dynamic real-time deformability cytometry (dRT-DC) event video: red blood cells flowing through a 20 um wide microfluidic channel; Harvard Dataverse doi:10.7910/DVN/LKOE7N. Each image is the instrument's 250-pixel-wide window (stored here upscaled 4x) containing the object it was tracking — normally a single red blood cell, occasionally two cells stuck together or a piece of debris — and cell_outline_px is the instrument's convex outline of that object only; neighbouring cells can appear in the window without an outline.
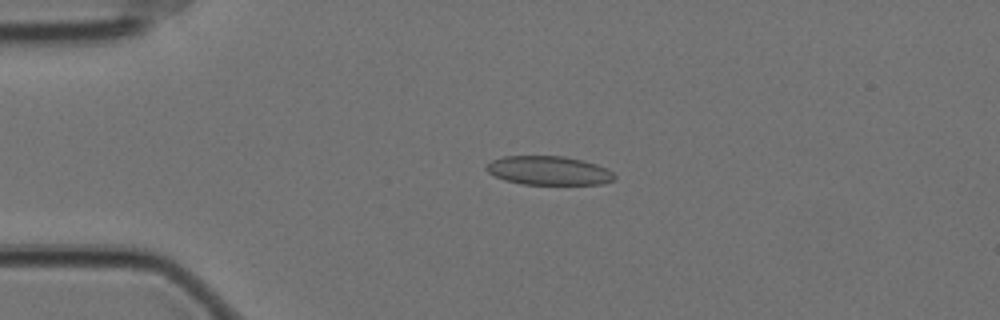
{"species": "Egyptian fruit bat (a non-hibernating species)", "species_latin": "Rousettus aegyptiacus", "temperature_condition": "cold", "stored_images_in_passage": 51, "camera_frame_rate_fps": 3000, "um_per_image_px": 0.085, "animal": {"sex": "female"}, "frame": {"image": 1, "passage_image": 13, "time_ms": 4.0, "image_size_px": [1000, 320], "cell_outline_px": [[616, 176], [612, 180], [604, 184], [520, 184], [504, 180], [488, 172], [484, 168], [492, 160], [504, 156], [564, 156], [584, 160], [608, 168]], "centroid_in_image_um": [46.65, 14.49], "position_along_channel_um": 38.3, "area_um2": 21.62}}
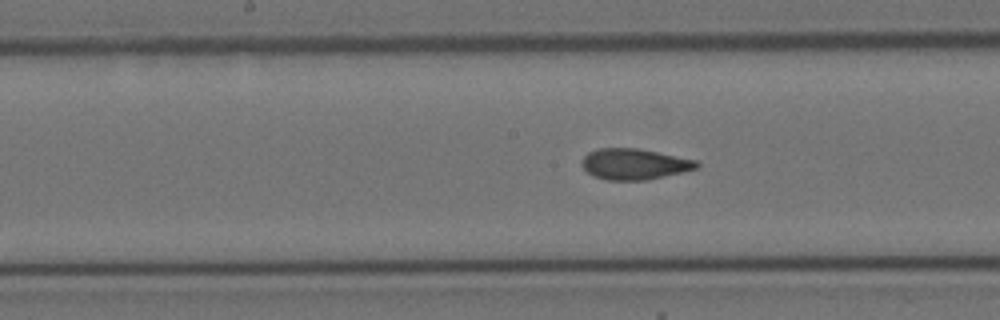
{"frame": {"image": 2, "passage_image": 29, "time_ms": 9.333, "image_size_px": [1000, 320], "cell_outline_px": [[700, 164], [696, 168], [648, 180], [608, 180], [596, 176], [588, 172], [584, 168], [584, 156], [588, 152], [596, 148], [636, 148], [696, 160]], "centroid_in_image_um": [53.91, 13.94], "position_along_channel_um": 194.3, "area_um2": 20.23}}
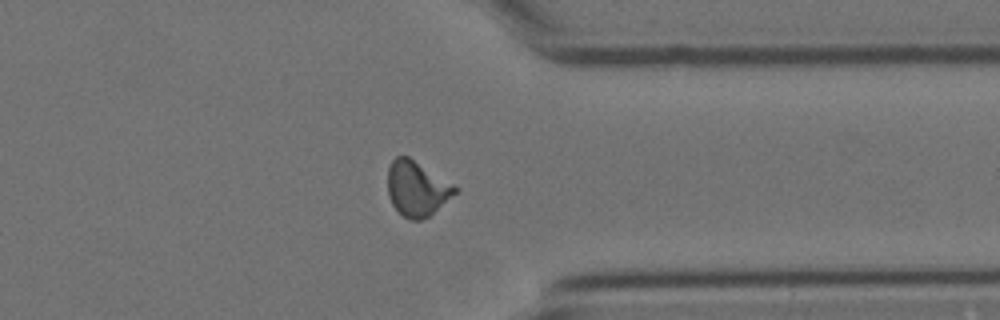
{"frame": {"image": 3, "passage_image": 45, "time_ms": 14.667, "image_size_px": [1000, 320], "cell_outline_px": [[460, 188], [456, 192], [428, 216], [420, 220], [408, 220], [392, 204], [388, 196], [388, 168], [392, 160], [396, 156], [408, 156]], "centroid_in_image_um": [35.41, 16.01], "position_along_channel_um": 376.0, "area_um2": 21.27}}